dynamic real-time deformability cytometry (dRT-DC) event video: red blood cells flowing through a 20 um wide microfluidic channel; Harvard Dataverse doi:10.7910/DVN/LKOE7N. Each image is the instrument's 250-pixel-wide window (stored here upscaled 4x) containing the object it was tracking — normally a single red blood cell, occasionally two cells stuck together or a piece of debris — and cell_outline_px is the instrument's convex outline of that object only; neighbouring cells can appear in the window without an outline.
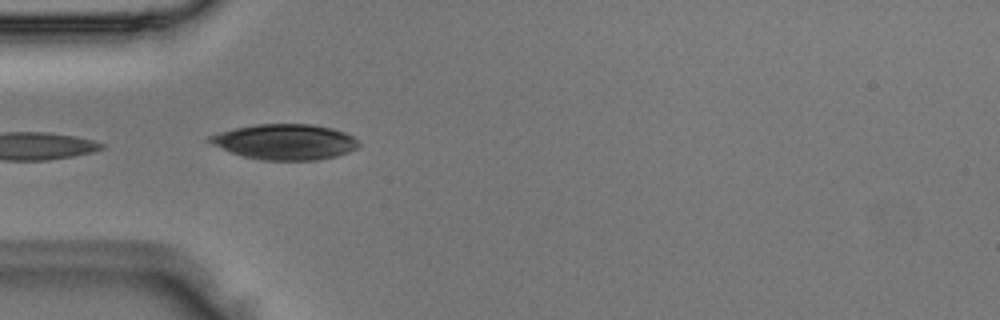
{"species": "Egyptian fruit bat (a non-hibernating species)", "species_latin": "Rousettus aegyptiacus", "temperature_condition": "room temperature", "stored_images_in_passage": 5, "camera_frame_rate_fps": 3000, "um_per_image_px": 0.085, "animal": {"sex": "male"}, "frame": {"image": 1, "passage_image": 3, "time_ms": 0.667, "image_size_px": [1000, 320], "cell_outline_px": [[360, 144], [356, 148], [348, 152], [336, 156], [316, 160], [260, 160], [244, 156], [232, 152], [212, 144], [208, 140], [208, 136], [232, 128], [256, 124], [312, 124], [332, 128], [344, 132], [352, 136]], "centroid_in_image_um": [24.22, 12.05], "position_along_channel_um": 60.8, "area_um2": 30.69}}
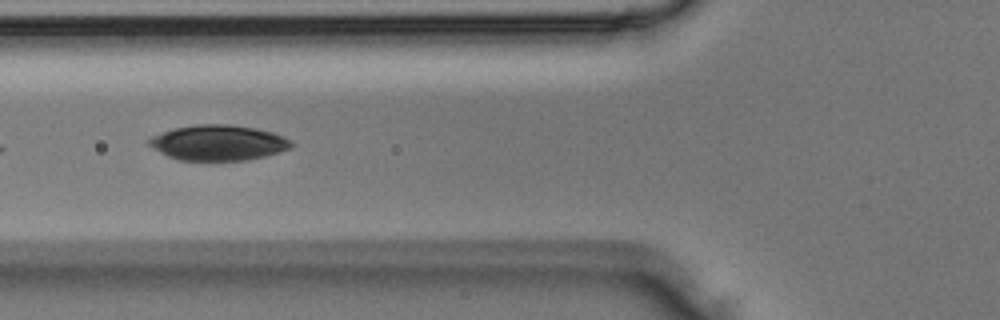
{"frame": {"image": 2, "passage_image": 4, "time_ms": 1.0, "image_size_px": [1000, 320], "cell_outline_px": [[296, 144], [292, 148], [264, 156], [248, 160], [180, 160], [168, 156], [160, 152], [148, 144], [144, 140], [152, 136], [176, 128], [196, 124], [228, 124], [256, 128], [272, 132], [284, 136], [292, 140]], "centroid_in_image_um": [18.59, 12.13], "position_along_channel_um": 107.2, "area_um2": 29.42}}
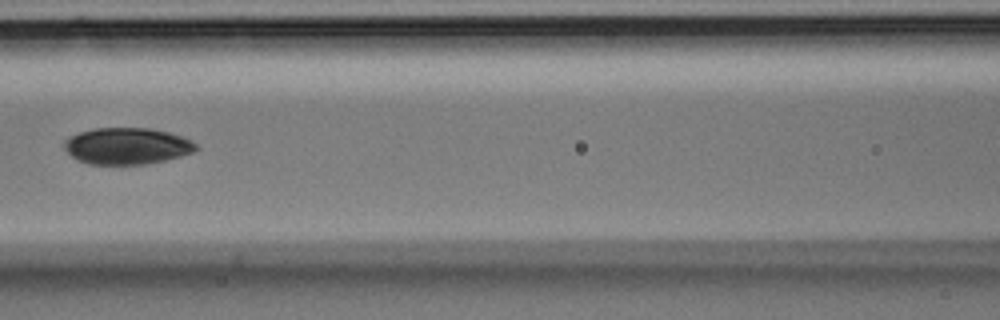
{"frame": {"image": 3, "passage_image": 5, "time_ms": 1.333, "image_size_px": [1000, 320], "cell_outline_px": [[200, 148], [192, 152], [180, 156], [164, 160], [144, 164], [88, 164], [76, 160], [64, 148], [64, 140], [68, 136], [92, 128], [152, 128], [168, 132], [192, 140]], "centroid_in_image_um": [10.77, 12.4], "position_along_channel_um": 155.8, "area_um2": 28.15}}